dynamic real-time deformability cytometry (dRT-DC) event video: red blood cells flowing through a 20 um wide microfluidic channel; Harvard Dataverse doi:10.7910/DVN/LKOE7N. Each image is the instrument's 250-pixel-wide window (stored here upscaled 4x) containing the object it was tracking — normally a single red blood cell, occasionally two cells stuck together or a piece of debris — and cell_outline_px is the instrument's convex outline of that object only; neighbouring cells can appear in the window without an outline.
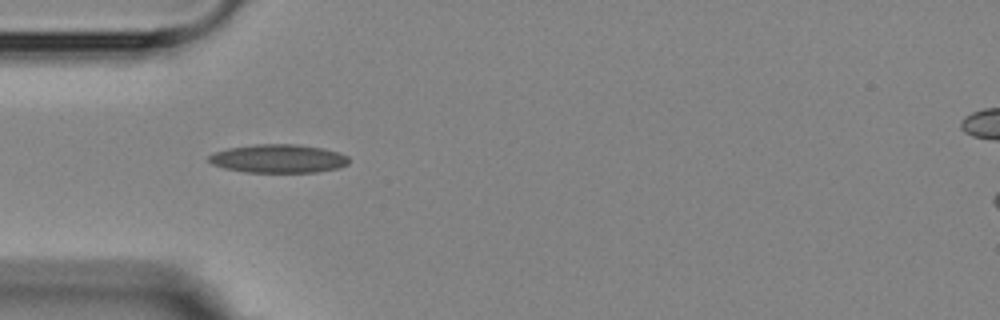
{"species": "Egyptian fruit bat (a non-hibernating species)", "species_latin": "Rousettus aegyptiacus", "temperature_condition": "room temperature", "stored_images_in_passage": 6, "camera_frame_rate_fps": 3000, "um_per_image_px": 0.085, "animal": {"sex": "female"}, "frame": {"image": 1, "passage_image": 3, "time_ms": 2.333, "image_size_px": [1000, 320], "cell_outline_px": [[348, 164], [340, 168], [316, 172], [244, 172], [224, 168], [212, 164], [208, 160], [208, 156], [216, 152], [228, 148], [252, 144], [300, 144], [324, 148], [348, 156]], "centroid_in_image_um": [23.66, 13.48], "position_along_channel_um": 61.3, "area_um2": 23.35}}
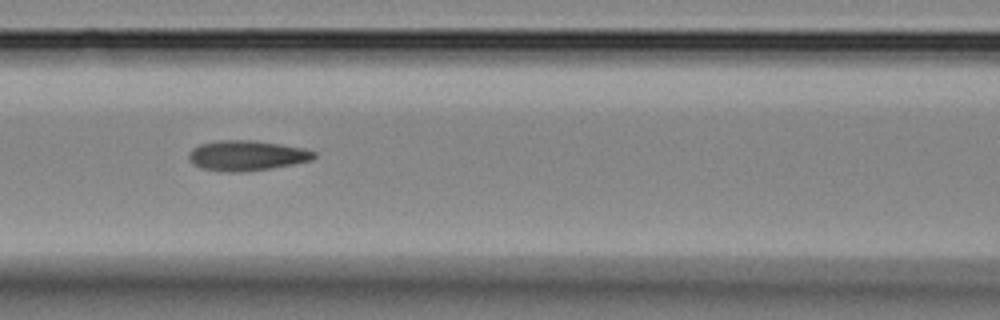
{"frame": {"image": 2, "passage_image": 5, "time_ms": 4.667, "image_size_px": [1000, 320], "cell_outline_px": [[316, 156], [312, 160], [272, 168], [232, 172], [228, 172], [200, 168], [192, 164], [188, 160], [188, 152], [192, 148], [200, 144], [216, 140], [256, 140], [304, 148], [316, 152]], "centroid_in_image_um": [20.93, 13.21], "position_along_channel_um": 145.7, "area_um2": 22.14}}
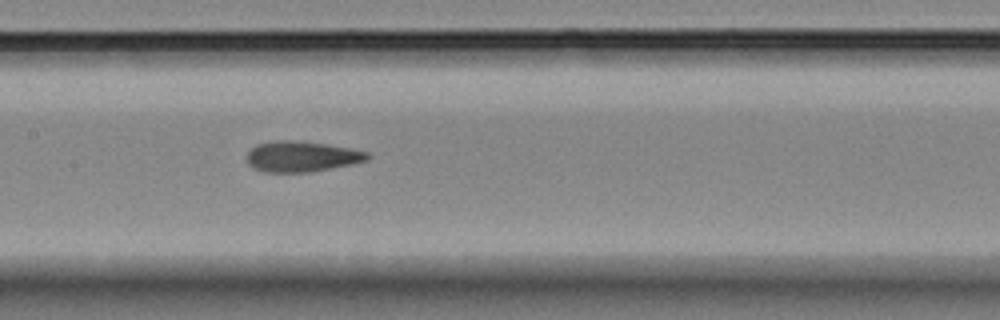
{"frame": {"image": 3, "passage_image": 6, "time_ms": 5.667, "image_size_px": [1000, 320], "cell_outline_px": [[372, 156], [368, 160], [352, 164], [312, 172], [264, 172], [248, 164], [248, 152], [256, 144], [272, 140], [296, 140], [328, 144], [352, 148], [368, 152]], "centroid_in_image_um": [25.69, 13.29], "position_along_channel_um": 181.7, "area_um2": 21.73}}